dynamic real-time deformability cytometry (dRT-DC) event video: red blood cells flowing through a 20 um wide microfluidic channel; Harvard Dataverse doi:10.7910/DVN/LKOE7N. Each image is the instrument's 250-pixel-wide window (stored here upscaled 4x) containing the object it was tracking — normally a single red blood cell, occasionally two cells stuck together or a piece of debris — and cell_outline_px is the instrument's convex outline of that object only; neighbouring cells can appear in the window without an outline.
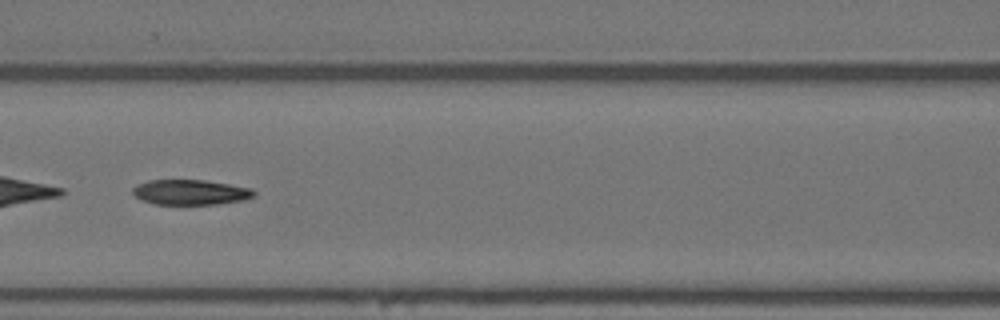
{"species": "Egyptian fruit bat (a non-hibernating species)", "species_latin": "Rousettus aegyptiacus", "temperature_condition": "warm", "stored_images_in_passage": 55, "segment_of_instrument_passage": [2, 2], "camera_frame_rate_fps": 3000, "um_per_image_px": 0.085, "animal": {"sex": "female"}, "frame": {"image": 1, "passage_image": 22, "time_ms": 7.0, "image_size_px": [1000, 320], "cell_outline_px": [[256, 196], [244, 200], [216, 204], [152, 204], [140, 200], [132, 192], [132, 188], [148, 180], [204, 180], [252, 188], [256, 192]], "centroid_in_image_um": [16.21, 16.34], "position_along_channel_um": 150.4, "area_um2": 17.8}}
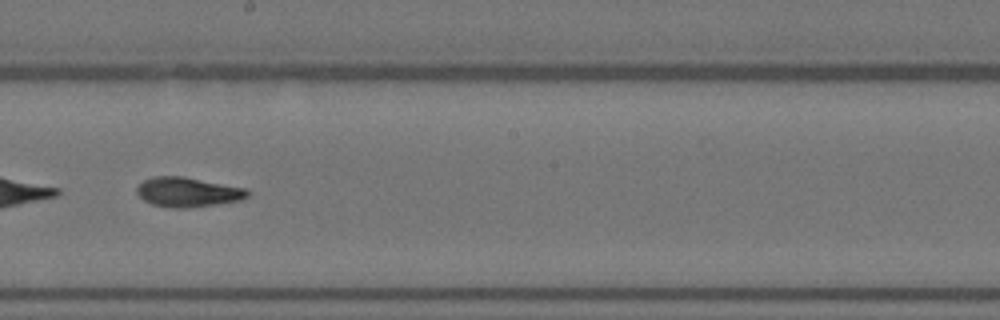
{"frame": {"image": 2, "passage_image": 29, "time_ms": 9.333, "image_size_px": [1000, 320], "cell_outline_px": [[248, 196], [240, 200], [216, 204], [184, 208], [172, 208], [152, 204], [144, 200], [136, 192], [136, 188], [144, 180], [152, 176], [184, 176], [248, 188]], "centroid_in_image_um": [15.96, 16.31], "position_along_channel_um": 232.2, "area_um2": 19.13}}
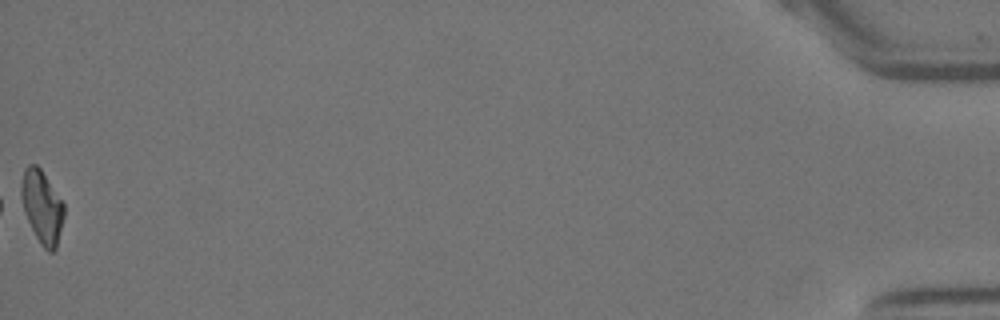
{"frame": {"image": 3, "passage_image": 55, "time_ms": 18.0, "image_size_px": [1000, 320], "cell_outline_px": [[64, 216], [56, 248], [52, 252], [48, 252], [40, 244], [16, 196], [24, 168], [28, 164], [36, 164], [40, 168], [64, 204]], "centroid_in_image_um": [3.5, 17.54], "position_along_channel_um": 431.7, "area_um2": 18.55}}